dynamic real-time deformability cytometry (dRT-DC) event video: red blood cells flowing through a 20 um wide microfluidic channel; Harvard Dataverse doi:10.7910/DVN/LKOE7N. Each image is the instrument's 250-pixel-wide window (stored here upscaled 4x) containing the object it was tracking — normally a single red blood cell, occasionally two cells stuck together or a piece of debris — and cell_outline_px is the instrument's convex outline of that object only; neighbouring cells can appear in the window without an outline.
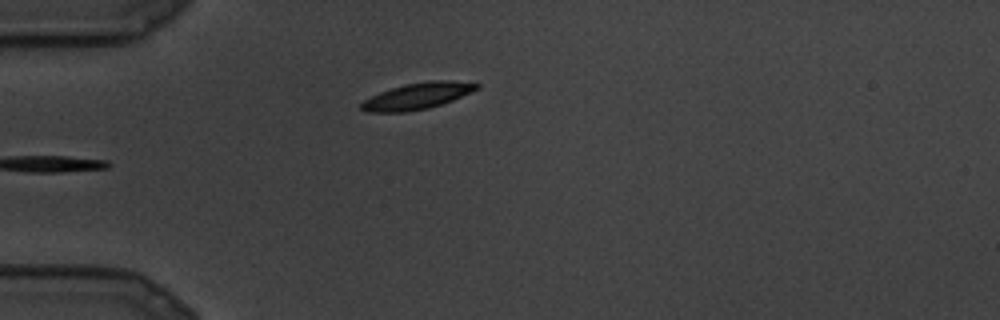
{"species": "common noctule bat (a hibernating species)", "species_latin": "Nyctalus noctula", "temperature_condition": "cold", "stored_images_in_passage": 9, "camera_frame_rate_fps": 3000, "um_per_image_px": 0.085, "animal": {"sex": "male", "body_mass_g": 19.5, "forearm_length_mm": 54.6}, "frame": {"image": 1, "passage_image": 9, "time_ms": 2.667, "image_size_px": [1000, 320], "cell_outline_px": [[480, 88], [452, 100], [428, 108], [408, 112], [364, 112], [360, 108], [360, 104], [364, 100], [380, 92], [392, 88], [408, 84], [432, 80], [448, 80], [480, 84]], "centroid_in_image_um": [35.45, 8.17], "position_along_channel_um": 49.5, "area_um2": 17.51}}